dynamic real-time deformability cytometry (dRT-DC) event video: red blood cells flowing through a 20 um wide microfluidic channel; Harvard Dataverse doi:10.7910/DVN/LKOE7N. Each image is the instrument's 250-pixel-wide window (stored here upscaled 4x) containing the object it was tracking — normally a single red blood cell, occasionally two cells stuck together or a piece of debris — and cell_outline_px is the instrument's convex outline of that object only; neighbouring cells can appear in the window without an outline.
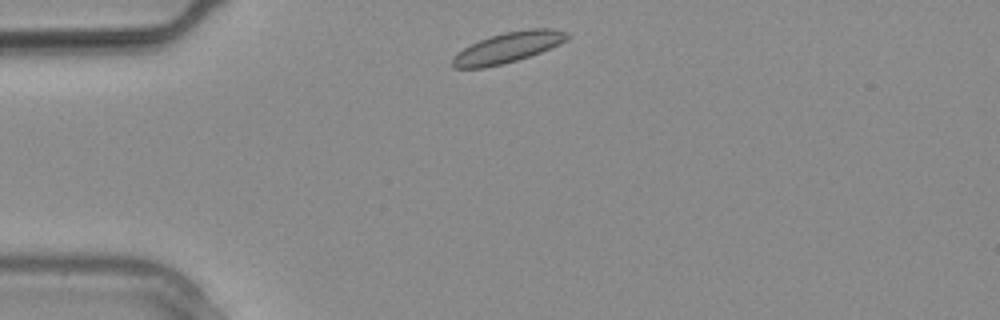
{"species": "common noctule bat (a hibernating species)", "species_latin": "Nyctalus noctula", "temperature_condition": "warm", "stored_images_in_passage": 23, "camera_frame_rate_fps": 3000, "um_per_image_px": 0.085, "animal": {"sex": "male", "body_mass_g": 20.4}, "frame": {"image": 1, "passage_image": 1, "time_ms": 0.0, "image_size_px": [1000, 320], "cell_outline_px": [[572, 36], [568, 40], [540, 52], [516, 60], [484, 68], [452, 68], [452, 56], [464, 48], [480, 40], [504, 32], [532, 28], [552, 28], [568, 32]], "centroid_in_image_um": [43.2, 4.03], "position_along_channel_um": 41.8, "area_um2": 20.23}}
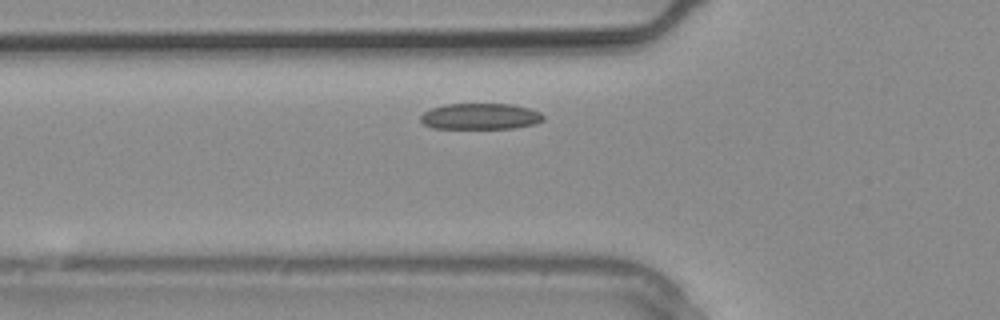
{"frame": {"image": 2, "passage_image": 4, "time_ms": 1.0, "image_size_px": [1000, 320], "cell_outline_px": [[544, 120], [536, 124], [512, 128], [432, 128], [424, 124], [420, 120], [420, 116], [424, 112], [432, 108], [444, 104], [512, 104], [528, 108], [540, 112], [544, 116]], "centroid_in_image_um": [40.84, 9.89], "position_along_channel_um": 85.0, "area_um2": 18.67}}